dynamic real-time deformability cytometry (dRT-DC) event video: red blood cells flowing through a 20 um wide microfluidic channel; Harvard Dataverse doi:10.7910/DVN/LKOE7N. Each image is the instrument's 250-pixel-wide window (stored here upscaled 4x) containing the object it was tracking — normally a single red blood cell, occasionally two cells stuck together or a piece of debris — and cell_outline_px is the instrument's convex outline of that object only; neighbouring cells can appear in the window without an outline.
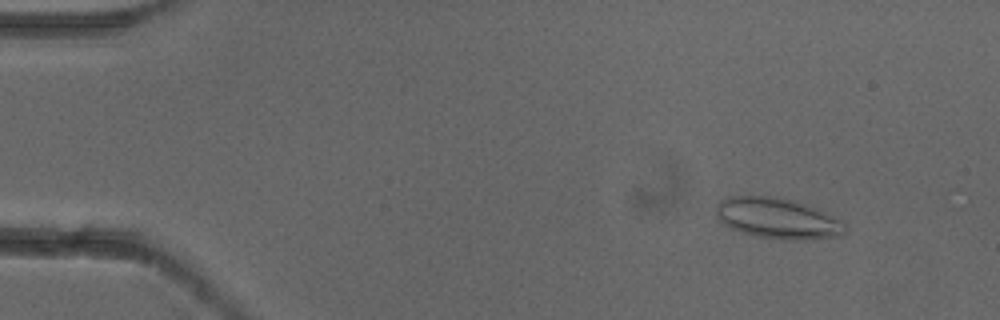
{"species": "common noctule bat (a hibernating species)", "species_latin": "Nyctalus noctula", "temperature_condition": "cold", "stored_images_in_passage": 8, "camera_frame_rate_fps": 3000, "um_per_image_px": 0.085, "animal": {"sex": "female"}, "frame": {"image": 1, "passage_image": 2, "time_ms": 0.333, "image_size_px": [1000, 320], "cell_outline_px": [[848, 232], [840, 236], [812, 240], [784, 240], [756, 236], [728, 228], [720, 220], [716, 212], [716, 208], [720, 200], [732, 196], [776, 196], [796, 200], [816, 208], [840, 220], [848, 228]], "centroid_in_image_um": [66.13, 18.57], "position_along_channel_um": 18.9, "area_um2": 30.98}}
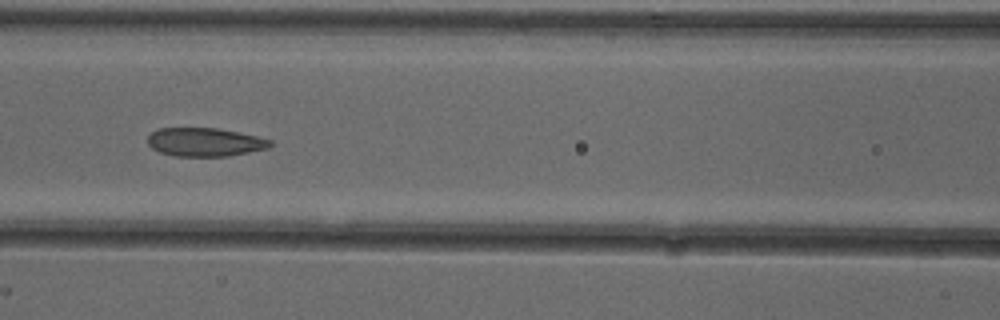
{"frame": {"image": 2, "passage_image": 7, "time_ms": 2.0, "image_size_px": [1000, 320], "cell_outline_px": [[272, 144], [268, 148], [228, 156], [172, 156], [160, 152], [152, 148], [148, 144], [148, 136], [152, 132], [160, 128], [216, 128], [256, 136], [272, 140]], "centroid_in_image_um": [17.39, 12.08], "position_along_channel_um": 149.2, "area_um2": 20.23}}
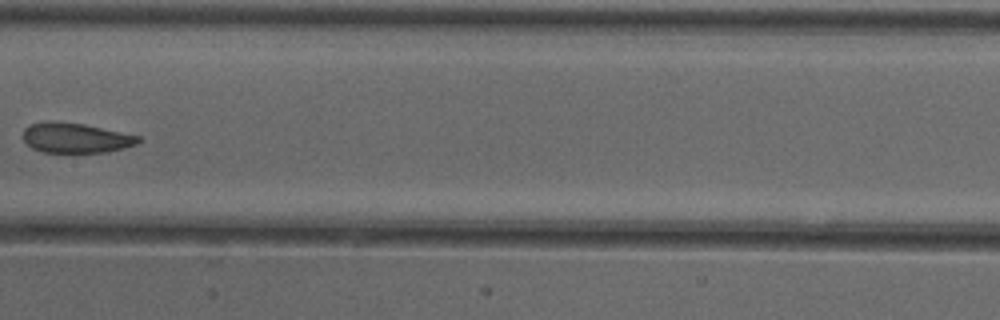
{"frame": {"image": 3, "passage_image": 8, "time_ms": 2.333, "image_size_px": [1000, 320], "cell_outline_px": [[140, 140], [136, 144], [108, 152], [44, 152], [32, 148], [24, 140], [24, 128], [28, 124], [48, 120], [52, 120], [84, 124], [140, 136]], "centroid_in_image_um": [6.4, 11.7], "position_along_channel_um": 201.0, "area_um2": 20.11}}